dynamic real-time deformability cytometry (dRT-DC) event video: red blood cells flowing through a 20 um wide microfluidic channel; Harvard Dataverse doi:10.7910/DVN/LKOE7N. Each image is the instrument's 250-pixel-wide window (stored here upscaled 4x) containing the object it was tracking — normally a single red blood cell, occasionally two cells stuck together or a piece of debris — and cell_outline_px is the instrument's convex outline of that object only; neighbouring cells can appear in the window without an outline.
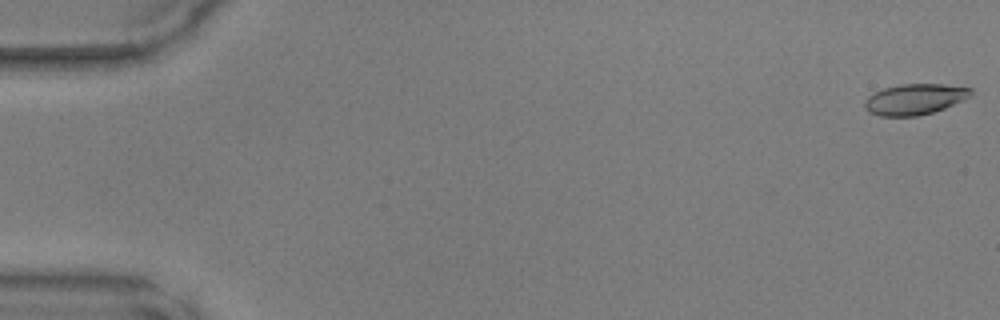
{"species": "common noctule bat (a hibernating species)", "species_latin": "Nyctalus noctula", "temperature_condition": "warm", "stored_images_in_passage": 49, "camera_frame_rate_fps": 3000, "um_per_image_px": 0.085, "animal": {"sex": "male", "body_mass_g": 17.9, "forearm_length_mm": 54.2}, "frame": {"image": 1, "passage_image": 1, "time_ms": 0.0, "image_size_px": [1000, 320], "cell_outline_px": [[972, 92], [964, 100], [944, 108], [932, 112], [916, 116], [880, 116], [868, 112], [864, 104], [864, 100], [868, 96], [884, 88], [900, 84], [944, 84], [972, 88]], "centroid_in_image_um": [77.74, 8.43], "position_along_channel_um": 7.3, "area_um2": 18.96}}
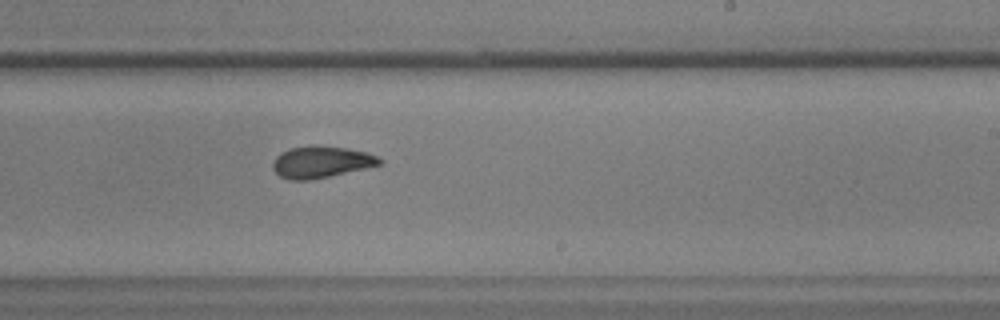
{"frame": {"image": 2, "passage_image": 30, "time_ms": 9.667, "image_size_px": [1000, 320], "cell_outline_px": [[384, 160], [380, 164], [364, 168], [328, 176], [308, 180], [292, 180], [280, 176], [272, 168], [272, 164], [276, 156], [280, 152], [288, 148], [312, 144], [320, 144], [368, 152]], "centroid_in_image_um": [27.26, 13.74], "position_along_channel_um": 261.7, "area_um2": 19.77}}
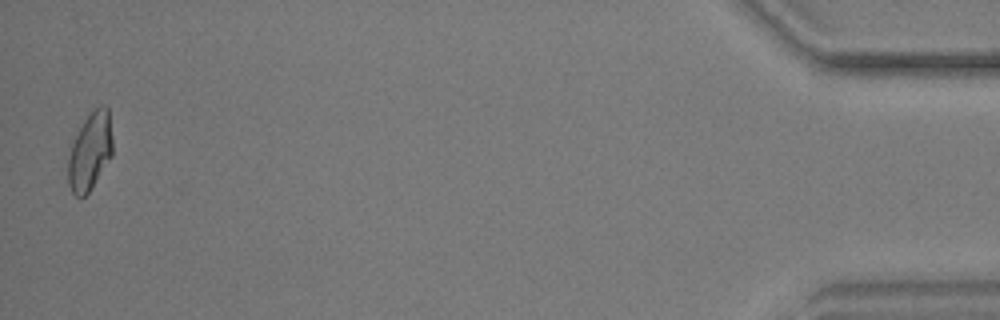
{"frame": {"image": 3, "passage_image": 48, "time_ms": 15.667, "image_size_px": [1000, 320], "cell_outline_px": [[112, 156], [92, 188], [80, 200], [72, 192], [68, 184], [68, 156], [72, 144], [84, 120], [92, 108], [100, 104], [104, 104], [108, 108], [112, 136]], "centroid_in_image_um": [7.66, 12.86], "position_along_channel_um": 427.5, "area_um2": 20.35}}